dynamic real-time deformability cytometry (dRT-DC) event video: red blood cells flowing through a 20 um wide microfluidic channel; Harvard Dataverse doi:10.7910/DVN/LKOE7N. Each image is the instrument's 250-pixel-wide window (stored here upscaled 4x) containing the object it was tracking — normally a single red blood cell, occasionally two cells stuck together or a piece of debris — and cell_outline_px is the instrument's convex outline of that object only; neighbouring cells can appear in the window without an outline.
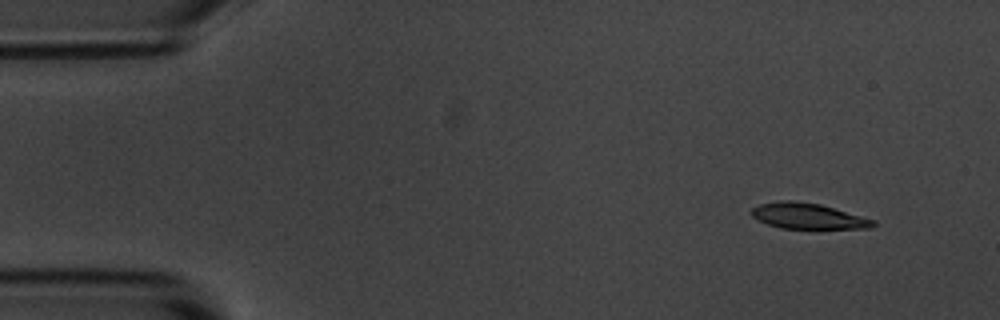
{"species": "common noctule bat (a hibernating species)", "species_latin": "Nyctalus noctula", "temperature_condition": "room temperature", "stored_images_in_passage": 4, "camera_frame_rate_fps": 3000, "um_per_image_px": 0.085, "animal": {"sex": "male", "body_mass_g": 20.1, "forearm_length_mm": 53.5}, "frame": {"image": 1, "passage_image": 1, "time_ms": 0.0, "image_size_px": [1000, 320], "cell_outline_px": [[876, 224], [872, 228], [780, 228], [768, 224], [752, 216], [752, 208], [760, 204], [780, 200], [792, 200], [820, 204], [876, 220]], "centroid_in_image_um": [68.69, 18.36], "position_along_channel_um": 16.3, "area_um2": 18.03}}
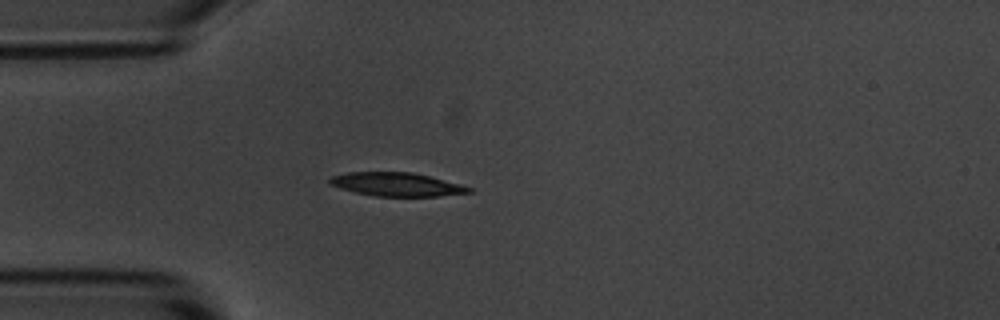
{"frame": {"image": 2, "passage_image": 4, "time_ms": 3.333, "image_size_px": [1000, 320], "cell_outline_px": [[472, 192], [440, 196], [372, 196], [340, 188], [328, 184], [328, 180], [332, 176], [348, 172], [412, 172], [460, 184], [472, 188]], "centroid_in_image_um": [33.68, 15.67], "position_along_channel_um": 51.3, "area_um2": 19.02}}